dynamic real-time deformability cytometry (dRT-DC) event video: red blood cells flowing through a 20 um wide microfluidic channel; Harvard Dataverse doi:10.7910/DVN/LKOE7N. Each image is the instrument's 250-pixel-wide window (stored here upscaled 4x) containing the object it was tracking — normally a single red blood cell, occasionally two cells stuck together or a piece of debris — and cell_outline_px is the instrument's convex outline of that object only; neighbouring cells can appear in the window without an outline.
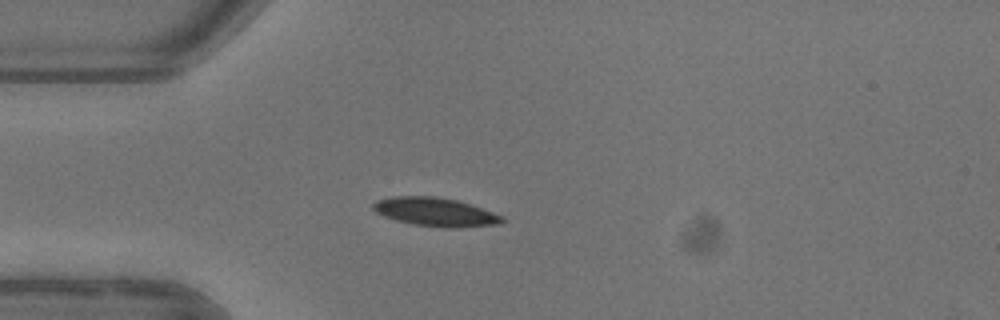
{"species": "common noctule bat (a hibernating species)", "species_latin": "Nyctalus noctula", "temperature_condition": "warm", "stored_images_in_passage": 3, "camera_frame_rate_fps": 3000, "um_per_image_px": 0.085, "animal": {"sex": "female"}, "frame": {"image": 1, "passage_image": 3, "time_ms": 3.0, "image_size_px": [1000, 320], "cell_outline_px": [[504, 220], [500, 224], [456, 228], [444, 228], [412, 224], [396, 220], [384, 216], [376, 212], [372, 208], [372, 204], [376, 200], [396, 196], [436, 196], [456, 200], [504, 216]], "centroid_in_image_um": [36.99, 18.02], "position_along_channel_um": 48.0, "area_um2": 21.44}}